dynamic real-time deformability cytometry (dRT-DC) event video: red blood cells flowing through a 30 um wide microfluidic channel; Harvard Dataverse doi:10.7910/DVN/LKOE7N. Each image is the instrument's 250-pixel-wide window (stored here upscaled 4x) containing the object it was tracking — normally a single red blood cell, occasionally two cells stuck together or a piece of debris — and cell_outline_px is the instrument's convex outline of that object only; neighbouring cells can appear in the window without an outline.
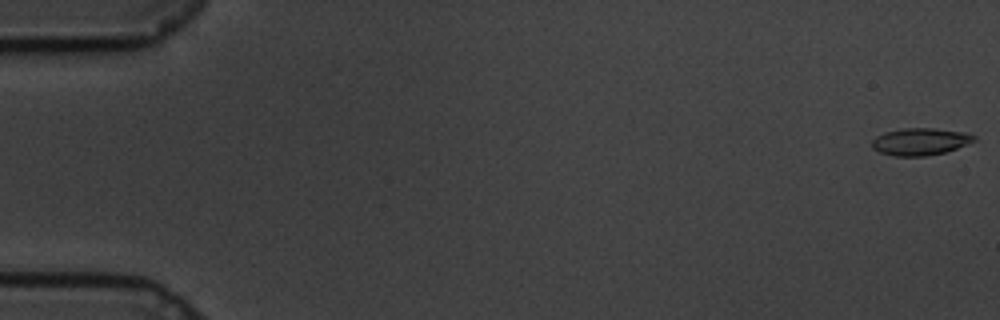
{"species": "common noctule bat (a hibernating species)", "species_latin": "Nyctalus noctula", "temperature_condition": "cold", "stored_images_in_passage": 9, "camera_frame_rate_fps": 3000, "um_per_image_px": 0.085, "animal": {"sex": "male", "body_mass_g": 19.5, "forearm_length_mm": 54.6}, "frame": {"image": 1, "passage_image": 1, "time_ms": 0.0, "image_size_px": [1000, 320], "cell_outline_px": [[976, 140], [968, 144], [944, 152], [924, 156], [892, 156], [880, 152], [872, 148], [872, 140], [876, 136], [884, 132], [904, 128], [932, 128], [964, 132], [976, 136]], "centroid_in_image_um": [78.2, 12.03], "position_along_channel_um": 6.8, "area_um2": 16.13}}